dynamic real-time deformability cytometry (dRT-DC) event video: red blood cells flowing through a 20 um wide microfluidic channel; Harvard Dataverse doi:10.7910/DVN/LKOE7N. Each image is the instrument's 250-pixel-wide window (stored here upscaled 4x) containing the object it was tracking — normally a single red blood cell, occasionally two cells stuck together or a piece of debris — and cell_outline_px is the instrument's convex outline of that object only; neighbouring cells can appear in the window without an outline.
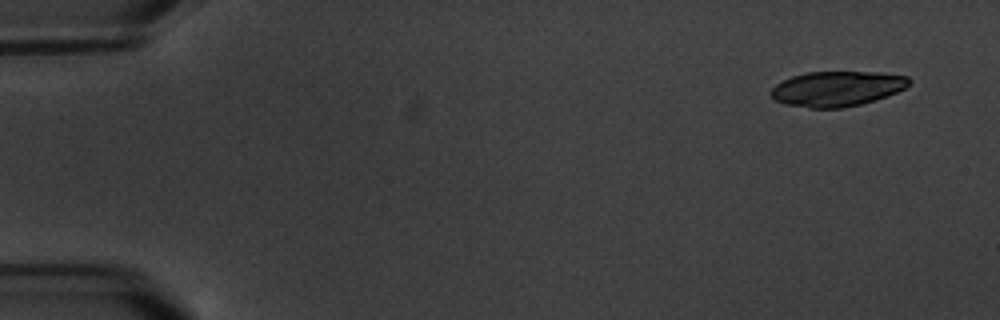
{"species": "common noctule bat (a hibernating species)", "species_latin": "Nyctalus noctula", "temperature_condition": "warm", "stored_images_in_passage": 6, "camera_frame_rate_fps": 3000, "um_per_image_px": 0.085, "animal": {"sex": "male", "body_mass_g": 20.1, "forearm_length_mm": 53.5}, "frame": {"image": 1, "passage_image": 1, "time_ms": 0.0, "image_size_px": [1000, 320], "cell_outline_px": [[912, 80], [904, 88], [896, 92], [876, 100], [844, 108], [808, 108], [784, 104], [776, 100], [768, 92], [776, 84], [792, 76], [808, 72], [880, 72], [908, 76]], "centroid_in_image_um": [71.14, 7.54], "position_along_channel_um": 13.9, "area_um2": 28.32}}